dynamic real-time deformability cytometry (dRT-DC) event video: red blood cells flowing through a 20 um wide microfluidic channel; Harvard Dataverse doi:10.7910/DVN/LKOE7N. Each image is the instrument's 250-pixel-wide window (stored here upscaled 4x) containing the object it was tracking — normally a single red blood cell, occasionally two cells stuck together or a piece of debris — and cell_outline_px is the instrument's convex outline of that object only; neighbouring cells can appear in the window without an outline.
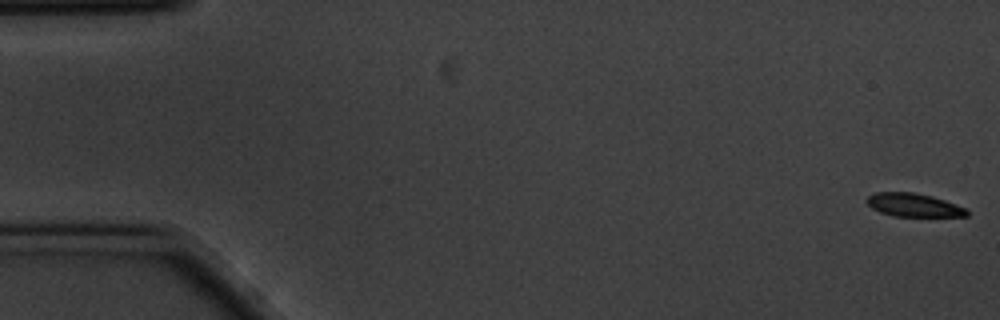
{"species": "common noctule bat (a hibernating species)", "species_latin": "Nyctalus noctula", "temperature_condition": "cold", "stored_images_in_passage": 16, "camera_frame_rate_fps": 3000, "um_per_image_px": 0.085, "animal": {"sex": "male", "body_mass_g": 20.1, "forearm_length_mm": 53.5}, "frame": {"image": 1, "passage_image": 1, "time_ms": 0.0, "image_size_px": [1000, 320], "cell_outline_px": [[968, 216], [892, 216], [880, 212], [872, 208], [864, 200], [868, 196], [876, 192], [912, 192], [932, 196], [968, 208]], "centroid_in_image_um": [77.65, 17.42], "position_along_channel_um": 7.3, "area_um2": 13.64}}